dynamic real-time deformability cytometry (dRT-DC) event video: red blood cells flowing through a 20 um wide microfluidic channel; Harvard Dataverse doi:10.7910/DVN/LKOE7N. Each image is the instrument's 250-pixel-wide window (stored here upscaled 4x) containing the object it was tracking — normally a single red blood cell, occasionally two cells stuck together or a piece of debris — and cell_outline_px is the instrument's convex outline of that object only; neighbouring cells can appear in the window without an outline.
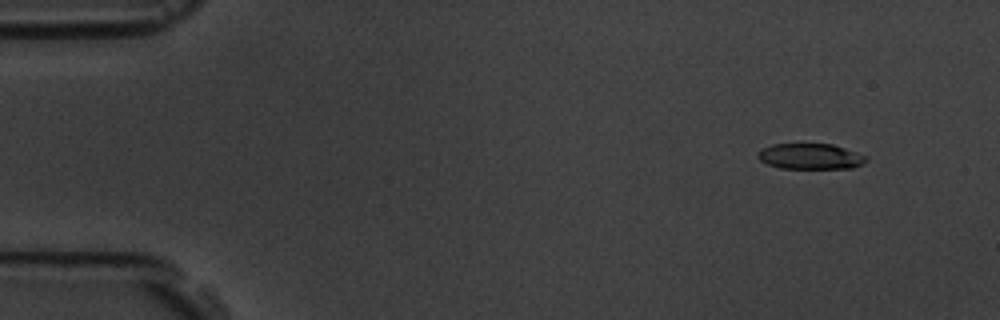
{"species": "common noctule bat (a hibernating species)", "species_latin": "Nyctalus noctula", "temperature_condition": "room temperature", "stored_images_in_passage": 58, "camera_frame_rate_fps": 3000, "um_per_image_px": 0.085, "animal": {"sex": "male", "body_mass_g": 19.5, "forearm_length_mm": 54.6}, "frame": {"image": 1, "passage_image": 6, "time_ms": 1.667, "image_size_px": [1000, 320], "cell_outline_px": [[868, 160], [864, 164], [852, 168], [780, 168], [768, 164], [760, 160], [756, 156], [756, 152], [772, 144], [832, 144], [868, 156]], "centroid_in_image_um": [68.9, 13.29], "position_along_channel_um": 16.1, "area_um2": 16.24}}
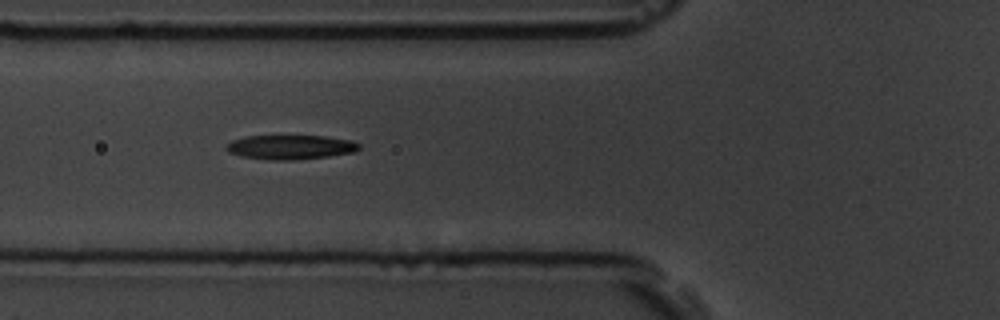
{"frame": {"image": 2, "passage_image": 22, "time_ms": 7.0, "image_size_px": [1000, 320], "cell_outline_px": [[360, 148], [356, 152], [328, 156], [292, 160], [268, 160], [244, 156], [228, 152], [224, 148], [232, 140], [244, 136], [324, 136], [352, 140], [360, 144]], "centroid_in_image_um": [24.71, 12.5], "position_along_channel_um": 101.1, "area_um2": 18.84}}
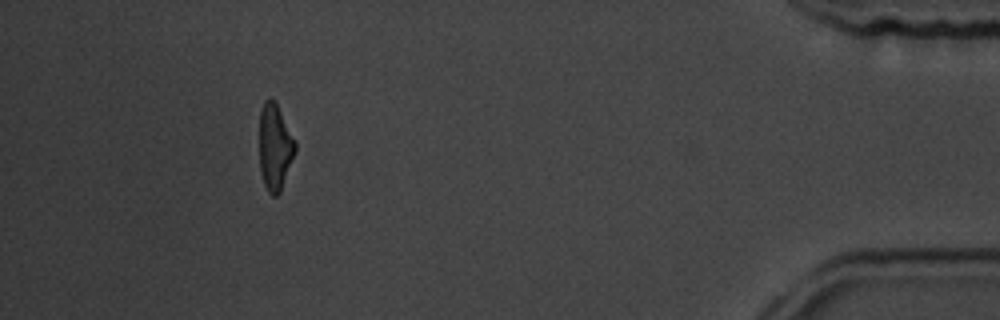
{"frame": {"image": 3, "passage_image": 53, "time_ms": 17.333, "image_size_px": [1000, 320], "cell_outline_px": [[296, 152], [280, 192], [276, 196], [272, 196], [268, 192], [264, 184], [260, 172], [260, 112], [264, 100], [268, 96], [276, 104], [296, 144]], "centroid_in_image_um": [23.35, 12.54], "position_along_channel_um": 411.8, "area_um2": 17.74}, "authors_computed_cell_mechanics": {"area_um2": 18.6694, "velocity_mm_per_s": 3.603, "shape_relaxation_time_tau1_ms": 2.5932, "shape_relaxation_time_tau2_ms": 3.1621, "deformation_change_tau1": 0.1789, "deformation_change_tau2": 0.1227}}